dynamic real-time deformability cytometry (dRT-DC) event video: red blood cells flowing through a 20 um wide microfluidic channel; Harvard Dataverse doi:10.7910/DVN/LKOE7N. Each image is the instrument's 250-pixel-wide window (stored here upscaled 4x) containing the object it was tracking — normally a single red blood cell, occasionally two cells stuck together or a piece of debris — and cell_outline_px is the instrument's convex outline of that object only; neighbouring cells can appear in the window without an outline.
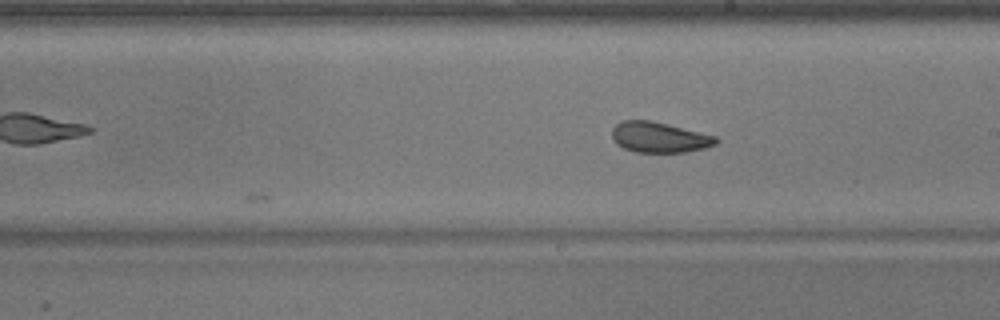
{"species": "common noctule bat (a hibernating species)", "species_latin": "Nyctalus noctula", "temperature_condition": "warm", "stored_images_in_passage": 29, "camera_frame_rate_fps": 3000, "um_per_image_px": 0.085, "animal": {"sex": "male", "body_mass_g": 17.9}, "frame": {"image": 1, "passage_image": 29, "time_ms": 9.333, "image_size_px": [1000, 320], "cell_outline_px": [[720, 140], [716, 144], [704, 148], [684, 152], [636, 152], [624, 148], [616, 144], [612, 136], [612, 128], [620, 120], [652, 120], [716, 136]], "centroid_in_image_um": [56.02, 11.66], "position_along_channel_um": 233.0, "area_um2": 18.55}}